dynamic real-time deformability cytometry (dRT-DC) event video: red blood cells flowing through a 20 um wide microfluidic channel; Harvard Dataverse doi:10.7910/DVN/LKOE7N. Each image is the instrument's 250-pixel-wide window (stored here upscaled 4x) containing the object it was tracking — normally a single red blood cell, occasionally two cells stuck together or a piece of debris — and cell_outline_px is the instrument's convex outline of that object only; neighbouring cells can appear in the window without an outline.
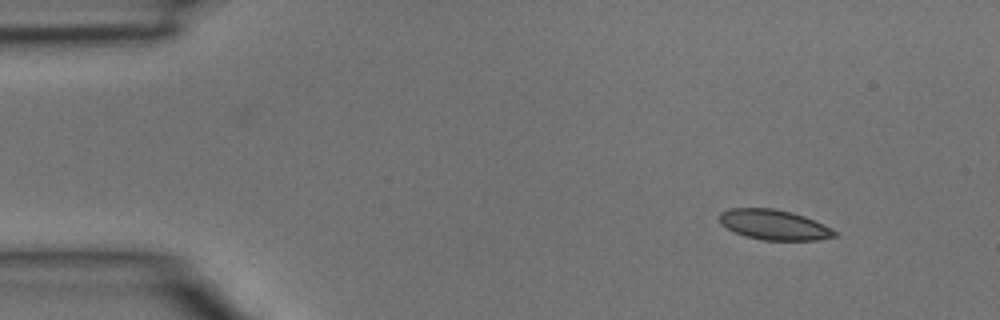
{"species": "common noctule bat (a hibernating species)", "species_latin": "Nyctalus noctula", "temperature_condition": "room temperature", "stored_images_in_passage": 2, "camera_frame_rate_fps": 3000, "um_per_image_px": 0.085, "animal": {"sex": "male", "body_mass_g": 15.6}, "frame": {"image": 1, "passage_image": 2, "time_ms": 0.333, "image_size_px": [1000, 320], "cell_outline_px": [[840, 236], [816, 240], [764, 240], [744, 236], [720, 224], [720, 212], [732, 208], [772, 208], [792, 212], [804, 216], [824, 224], [840, 232]], "centroid_in_image_um": [65.86, 19.11], "position_along_channel_um": 19.1, "area_um2": 20.35}}